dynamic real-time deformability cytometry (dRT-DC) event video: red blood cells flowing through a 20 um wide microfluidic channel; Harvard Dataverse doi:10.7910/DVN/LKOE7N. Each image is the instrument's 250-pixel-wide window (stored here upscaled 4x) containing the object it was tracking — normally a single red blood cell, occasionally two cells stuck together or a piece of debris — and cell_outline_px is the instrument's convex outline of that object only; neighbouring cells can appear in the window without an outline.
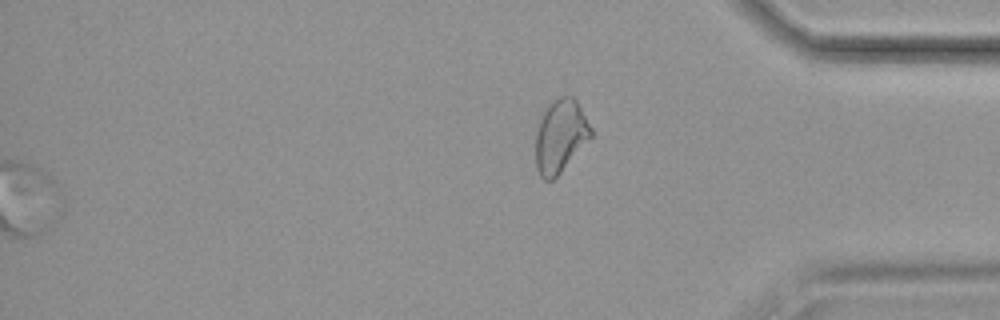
{"species": "common noctule bat (a hibernating species)", "species_latin": "Nyctalus noctula", "temperature_condition": "cold", "stored_images_in_passage": 57, "segment_of_instrument_passage": [3, 3], "camera_frame_rate_fps": 3000, "um_per_image_px": 0.085, "animal": {"sex": "female", "body_mass_g": 19.9}, "frame": {"image": 1, "passage_image": 57, "time_ms": 18.667, "image_size_px": [1000, 320], "cell_outline_px": [[592, 136], [560, 172], [552, 180], [544, 180], [540, 176], [536, 168], [536, 132], [540, 120], [548, 104], [552, 100], [560, 96], [572, 96], [576, 100], [592, 128]], "centroid_in_image_um": [47.62, 11.55], "position_along_channel_um": 387.6, "area_um2": 23.24}}